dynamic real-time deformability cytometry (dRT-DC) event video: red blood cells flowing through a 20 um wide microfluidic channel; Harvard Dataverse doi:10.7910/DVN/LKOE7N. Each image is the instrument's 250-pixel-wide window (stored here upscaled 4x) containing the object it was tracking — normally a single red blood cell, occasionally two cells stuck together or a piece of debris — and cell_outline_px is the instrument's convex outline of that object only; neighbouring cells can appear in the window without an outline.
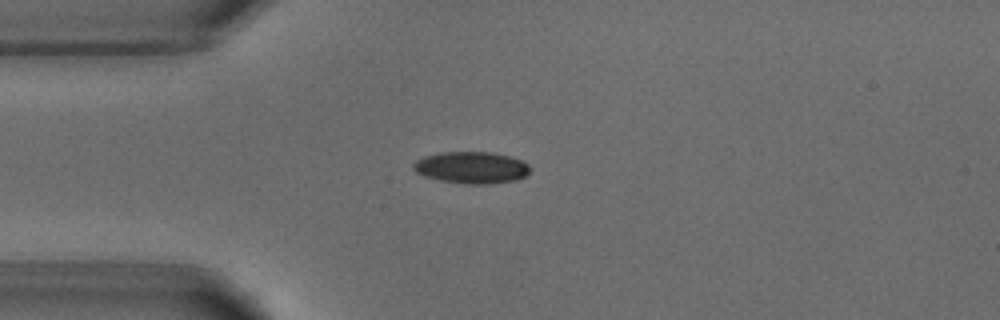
{"species": "common noctule bat (a hibernating species)", "species_latin": "Nyctalus noctula", "temperature_condition": "warm", "stored_images_in_passage": 2, "camera_frame_rate_fps": 3000, "um_per_image_px": 0.085, "animal": {"sex": "male", "body_mass_g": 18.8}, "frame": {"image": 1, "passage_image": 1, "time_ms": 0.0, "image_size_px": [1000, 320], "cell_outline_px": [[532, 168], [524, 176], [516, 180], [488, 184], [464, 184], [440, 180], [424, 176], [416, 172], [412, 168], [412, 164], [416, 160], [424, 156], [440, 152], [492, 152], [508, 156], [520, 160], [528, 164]], "centroid_in_image_um": [40.05, 14.24], "position_along_channel_um": 44.9, "area_um2": 21.68}}